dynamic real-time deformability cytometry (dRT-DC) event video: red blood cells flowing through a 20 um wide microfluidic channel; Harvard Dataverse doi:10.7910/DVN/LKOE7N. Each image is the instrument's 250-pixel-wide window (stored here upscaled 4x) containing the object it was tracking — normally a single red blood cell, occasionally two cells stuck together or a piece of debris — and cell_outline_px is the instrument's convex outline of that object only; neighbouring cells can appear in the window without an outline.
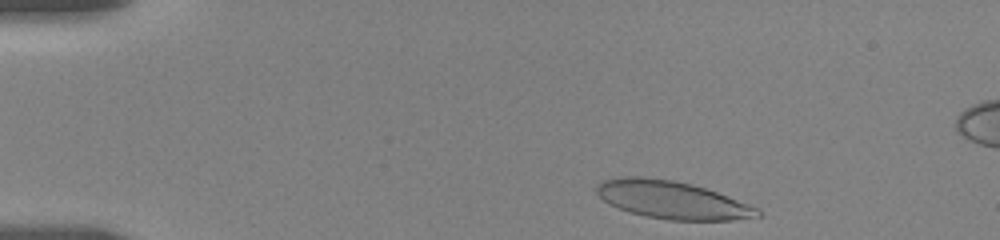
{"species": "human", "species_latin": "Homo sapiens", "temperature_condition": "room temperature", "stored_images_in_passage": 33, "camera_frame_rate_fps": 3000, "um_per_image_px": 0.085, "donor": {"sex": "female"}, "frame": {"image": 1, "passage_image": 3, "time_ms": 0.333, "image_size_px": [1000, 240], "cell_outline_px": [[760, 216], [732, 220], [668, 220], [644, 216], [608, 204], [596, 192], [596, 184], [600, 180], [616, 176], [644, 176], [672, 180], [692, 184], [716, 192], [760, 208]], "centroid_in_image_um": [57.08, 16.97], "position_along_channel_um": 27.9, "area_um2": 35.49}}
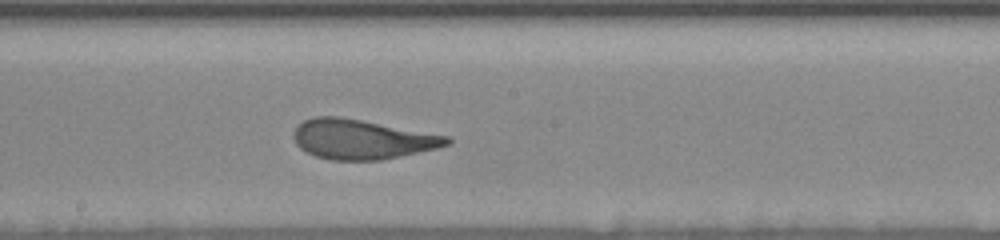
{"frame": {"image": 2, "passage_image": 20, "time_ms": 7.667, "image_size_px": [1000, 240], "cell_outline_px": [[452, 144], [436, 148], [380, 160], [332, 160], [316, 156], [300, 148], [296, 144], [292, 136], [296, 128], [304, 120], [312, 116], [340, 116], [448, 136], [452, 140]], "centroid_in_image_um": [30.74, 11.83], "position_along_channel_um": 217.5, "area_um2": 35.2}}
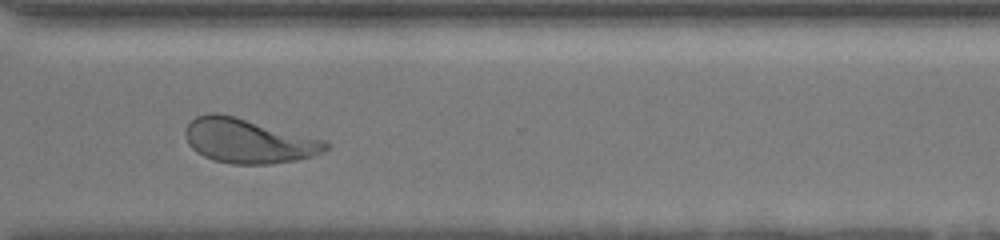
{"frame": {"image": 3, "passage_image": 32, "time_ms": 11.333, "image_size_px": [1000, 240], "cell_outline_px": [[332, 144], [328, 148], [312, 156], [296, 160], [272, 164], [232, 164], [212, 160], [196, 152], [188, 144], [184, 136], [184, 132], [188, 124], [196, 116], [208, 112], [220, 112], [236, 116], [324, 140]], "centroid_in_image_um": [21.07, 11.96], "position_along_channel_um": 349.5, "area_um2": 36.59}}